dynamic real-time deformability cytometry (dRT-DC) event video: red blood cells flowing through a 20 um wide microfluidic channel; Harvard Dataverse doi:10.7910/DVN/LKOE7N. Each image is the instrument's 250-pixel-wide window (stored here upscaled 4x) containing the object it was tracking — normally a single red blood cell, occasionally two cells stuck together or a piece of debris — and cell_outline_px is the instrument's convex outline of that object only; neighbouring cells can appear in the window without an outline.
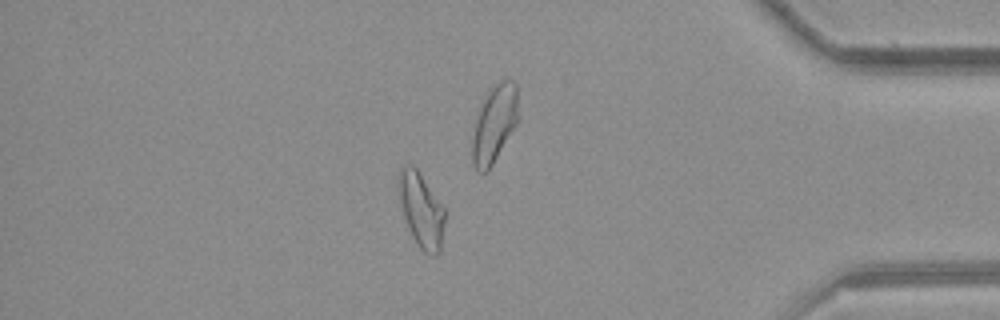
{"species": "common noctule bat (a hibernating species)", "species_latin": "Nyctalus noctula", "temperature_condition": "room temperature", "stored_images_in_passage": 54, "camera_frame_rate_fps": 3000, "um_per_image_px": 0.085, "animal": {"sex": "female", "body_mass_g": 21.9}, "frame": {"image": 1, "passage_image": 46, "time_ms": 15.0, "image_size_px": [1000, 320], "cell_outline_px": [[444, 224], [440, 252], [436, 256], [432, 256], [424, 252], [420, 248], [412, 236], [408, 228], [404, 216], [396, 184], [400, 168], [404, 164], [408, 164], [416, 168], [444, 208]], "centroid_in_image_um": [35.78, 17.85], "position_along_channel_um": 399.4, "area_um2": 19.94}, "authors_computed_cell_mechanics": {"area_um2": 19.9699, "velocity_mm_per_s": 3.929, "shape_relaxation_time_tau1_ms": null, "shape_relaxation_time_tau2_ms": 8.5446, "deformation_change_tau1": null, "deformation_change_tau2": 0.1865}}